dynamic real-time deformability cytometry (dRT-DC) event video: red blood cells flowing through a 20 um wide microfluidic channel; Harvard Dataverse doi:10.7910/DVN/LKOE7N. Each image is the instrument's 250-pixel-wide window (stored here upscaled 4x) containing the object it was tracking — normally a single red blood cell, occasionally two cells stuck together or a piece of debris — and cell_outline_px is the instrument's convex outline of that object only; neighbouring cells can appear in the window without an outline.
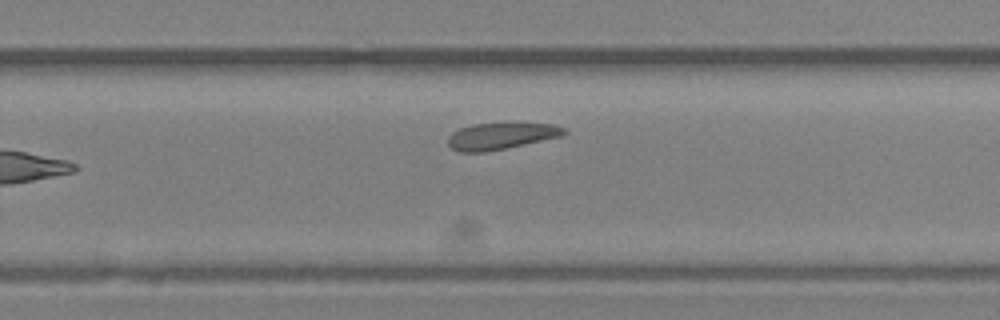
{"species": "Egyptian fruit bat (a non-hibernating species)", "species_latin": "Rousettus aegyptiacus", "temperature_condition": "room temperature", "stored_images_in_passage": 16, "camera_frame_rate_fps": 3000, "um_per_image_px": 0.085, "animal": {"sex": "female"}, "frame": {"image": 1, "passage_image": 16, "time_ms": 5.0, "image_size_px": [1000, 320], "cell_outline_px": [[568, 132], [564, 136], [484, 152], [460, 152], [452, 148], [448, 144], [448, 136], [452, 132], [460, 128], [472, 124], [512, 120], [516, 120], [552, 124], [564, 128]], "centroid_in_image_um": [42.64, 11.5], "position_along_channel_um": 287.2, "area_um2": 18.9}}